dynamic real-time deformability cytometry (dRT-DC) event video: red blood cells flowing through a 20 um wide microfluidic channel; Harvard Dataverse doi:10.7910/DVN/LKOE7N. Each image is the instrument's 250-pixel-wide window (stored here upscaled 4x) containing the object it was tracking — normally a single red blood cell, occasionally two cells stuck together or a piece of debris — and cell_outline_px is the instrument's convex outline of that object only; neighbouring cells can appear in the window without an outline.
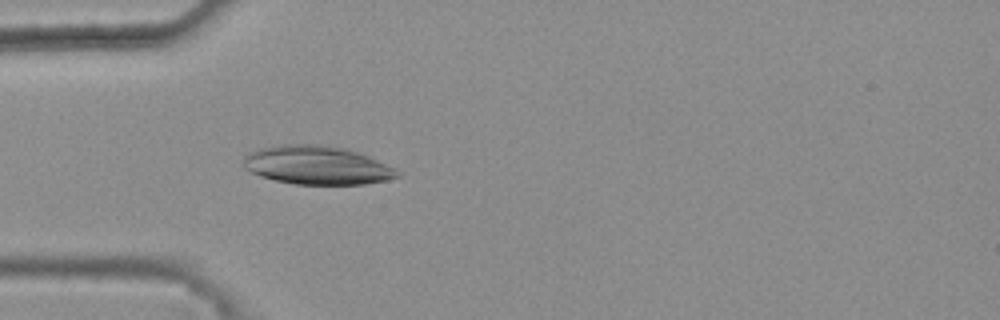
{"species": "common noctule bat (a hibernating species)", "species_latin": "Nyctalus noctula", "temperature_condition": "warm", "stored_images_in_passage": 44, "camera_frame_rate_fps": 3000, "um_per_image_px": 0.085, "animal": {"sex": "female", "body_mass_g": 25.1}, "frame": {"image": 1, "passage_image": 14, "time_ms": 4.333, "image_size_px": [1000, 320], "cell_outline_px": [[400, 176], [388, 180], [364, 184], [292, 184], [260, 176], [244, 168], [244, 156], [248, 152], [260, 148], [284, 144], [320, 144], [344, 148], [360, 152], [396, 168], [400, 172]], "centroid_in_image_um": [26.97, 14.04], "position_along_channel_um": 58.0, "area_um2": 34.8}}
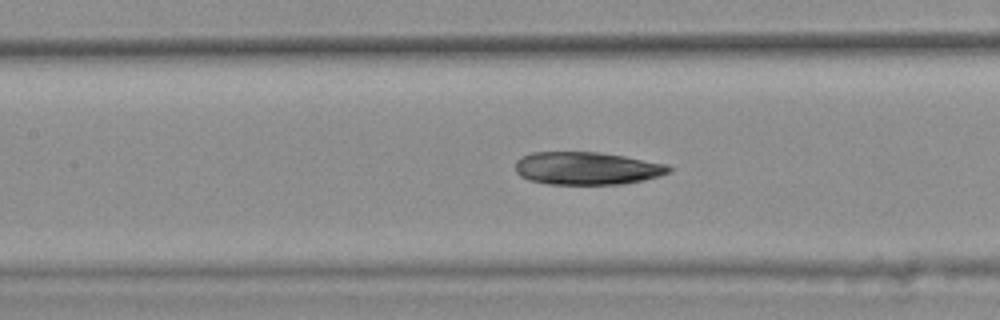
{"frame": {"image": 2, "passage_image": 22, "time_ms": 7.0, "image_size_px": [1000, 320], "cell_outline_px": [[672, 172], [660, 176], [644, 180], [620, 184], [548, 184], [528, 180], [520, 176], [516, 172], [516, 160], [520, 156], [532, 152], [600, 152], [624, 156], [668, 164], [672, 168]], "centroid_in_image_um": [49.89, 14.3], "position_along_channel_um": 157.5, "area_um2": 29.59}}
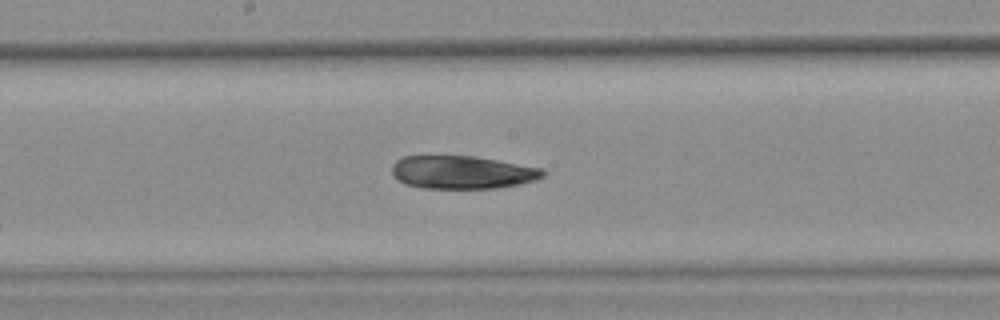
{"frame": {"image": 3, "passage_image": 26, "time_ms": 8.333, "image_size_px": [1000, 320], "cell_outline_px": [[548, 172], [544, 176], [536, 180], [520, 184], [496, 188], [420, 188], [404, 184], [396, 180], [392, 176], [392, 164], [396, 160], [404, 156], [476, 156], [544, 168]], "centroid_in_image_um": [39.3, 14.64], "position_along_channel_um": 208.9, "area_um2": 29.54}}